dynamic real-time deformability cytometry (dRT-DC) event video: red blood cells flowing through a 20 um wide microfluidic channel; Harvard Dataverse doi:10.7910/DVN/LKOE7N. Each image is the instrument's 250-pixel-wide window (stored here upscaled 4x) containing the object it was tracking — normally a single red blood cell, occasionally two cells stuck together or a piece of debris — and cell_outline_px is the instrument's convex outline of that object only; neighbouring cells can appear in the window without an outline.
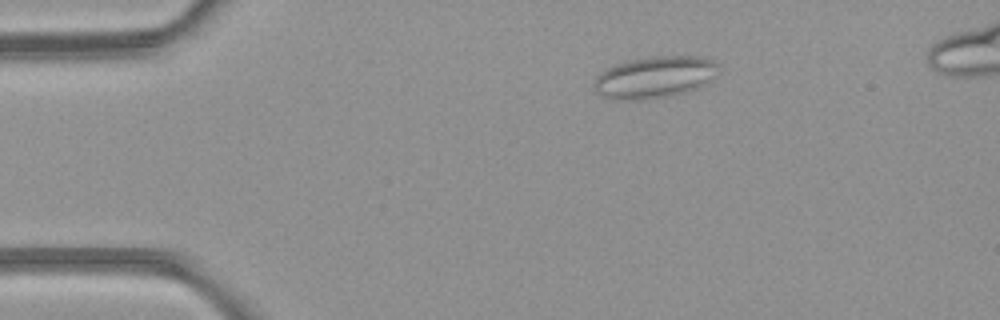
{"species": "common noctule bat (a hibernating species)", "species_latin": "Nyctalus noctula", "temperature_condition": "room temperature", "stored_images_in_passage": 4, "camera_frame_rate_fps": 3000, "um_per_image_px": 0.085, "animal": {"sex": "female", "body_mass_g": 21.9}, "frame": {"image": 1, "passage_image": 4, "time_ms": 4.333, "image_size_px": [1000, 320], "cell_outline_px": [[720, 72], [716, 76], [704, 84], [696, 88], [684, 92], [664, 96], [640, 100], [616, 100], [600, 96], [596, 92], [596, 76], [604, 68], [628, 60], [648, 56], [700, 56], [712, 60], [716, 64]], "centroid_in_image_um": [55.63, 6.55], "position_along_channel_um": 29.4, "area_um2": 30.35}}